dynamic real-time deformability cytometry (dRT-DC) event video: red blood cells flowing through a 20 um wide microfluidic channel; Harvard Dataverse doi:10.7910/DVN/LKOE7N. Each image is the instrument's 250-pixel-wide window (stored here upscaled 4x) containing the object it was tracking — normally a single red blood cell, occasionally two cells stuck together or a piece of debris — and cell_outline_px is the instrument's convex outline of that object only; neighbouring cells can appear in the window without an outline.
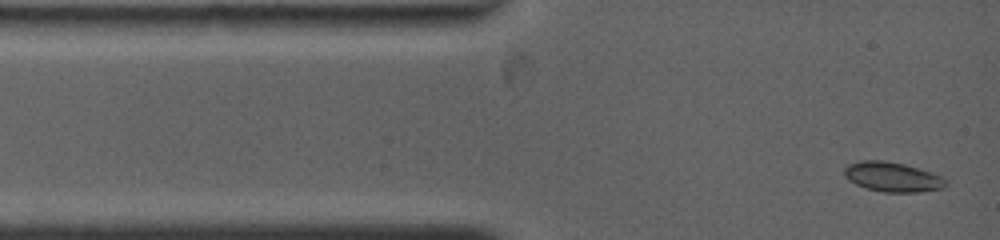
{"species": "common noctule bat (a hibernating species)", "species_latin": "Nyctalus noctula", "temperature_condition": "warm", "stored_images_in_passage": 6, "camera_frame_rate_fps": 4500, "um_per_image_px": 0.085, "animal": {"sex": "female", "body_mass_g": 19.0, "forearm_length_mm": 53.3}, "frame": {"image": 1, "passage_image": 1, "time_ms": 0.0, "image_size_px": [1000, 240], "cell_outline_px": [[948, 184], [944, 188], [920, 192], [884, 192], [868, 188], [856, 184], [848, 180], [844, 176], [844, 168], [848, 164], [860, 160], [884, 160], [904, 164], [940, 176], [948, 180]], "centroid_in_image_um": [75.85, 15.04], "position_along_channel_um": 9.2, "area_um2": 17.51}}
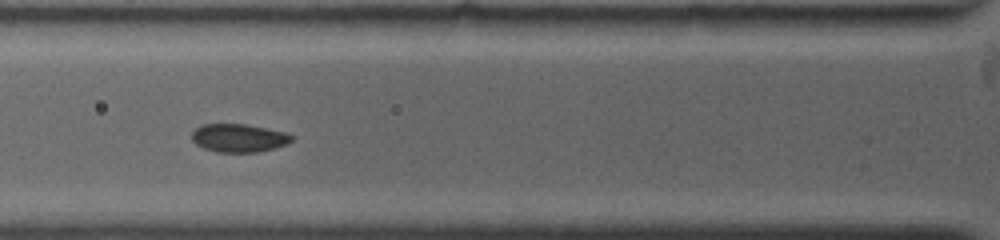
{"frame": {"image": 2, "passage_image": 5, "time_ms": 3.556, "image_size_px": [1000, 240], "cell_outline_px": [[296, 136], [292, 140], [284, 144], [272, 148], [256, 152], [216, 152], [204, 148], [196, 144], [192, 140], [192, 132], [200, 124], [244, 124], [288, 132]], "centroid_in_image_um": [20.29, 11.71], "position_along_channel_um": 105.5, "area_um2": 16.42}}
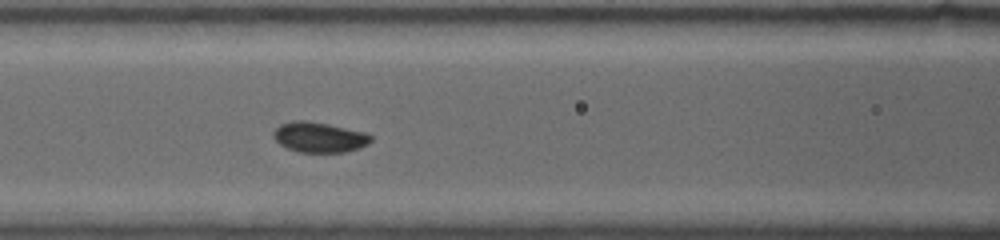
{"frame": {"image": 3, "passage_image": 6, "time_ms": 4.444, "image_size_px": [1000, 240], "cell_outline_px": [[372, 140], [368, 144], [360, 148], [344, 152], [300, 152], [288, 148], [280, 144], [272, 136], [272, 132], [280, 124], [292, 120], [304, 120], [328, 124], [368, 132], [372, 136]], "centroid_in_image_um": [27.16, 11.65], "position_along_channel_um": 139.4, "area_um2": 17.34}}